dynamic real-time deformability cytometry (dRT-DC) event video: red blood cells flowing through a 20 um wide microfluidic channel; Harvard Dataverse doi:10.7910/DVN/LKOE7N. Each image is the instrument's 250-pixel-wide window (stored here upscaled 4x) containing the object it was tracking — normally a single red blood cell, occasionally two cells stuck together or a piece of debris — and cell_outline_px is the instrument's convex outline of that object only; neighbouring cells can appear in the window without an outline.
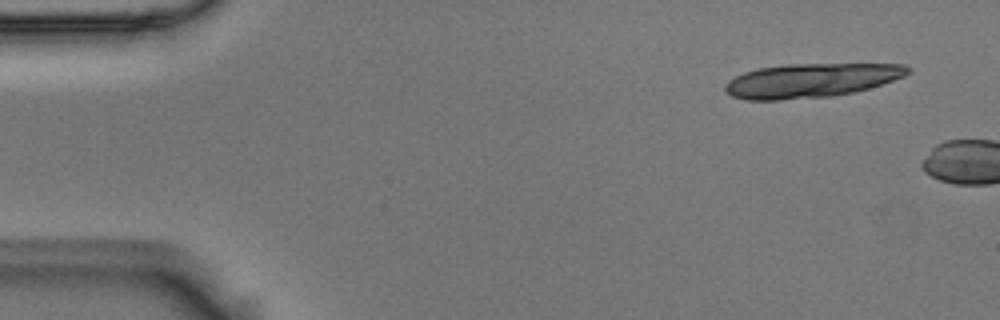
{"species": "Egyptian fruit bat (a non-hibernating species)", "species_latin": "Rousettus aegyptiacus", "temperature_condition": "room temperature", "stored_images_in_passage": 2, "camera_frame_rate_fps": 3000, "um_per_image_px": 0.085, "animal": {"sex": "male"}, "frame": {"image": 1, "passage_image": 1, "time_ms": 0.0, "image_size_px": [1000, 320], "cell_outline_px": [[912, 72], [904, 76], [868, 88], [852, 92], [832, 96], [780, 100], [744, 100], [732, 96], [724, 92], [724, 84], [728, 80], [744, 72], [756, 68], [788, 64], [904, 64], [912, 68]], "centroid_in_image_um": [68.89, 6.83], "position_along_channel_um": 16.1, "area_um2": 36.41}}